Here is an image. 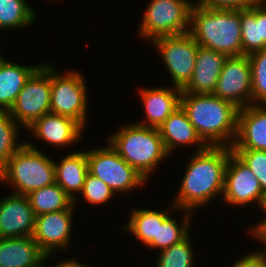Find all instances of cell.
Returning <instances> with one entry per match:
<instances>
[{"instance_id": "cell-22", "label": "cell", "mask_w": 266, "mask_h": 267, "mask_svg": "<svg viewBox=\"0 0 266 267\" xmlns=\"http://www.w3.org/2000/svg\"><path fill=\"white\" fill-rule=\"evenodd\" d=\"M242 55L266 49V4L259 3L240 10Z\"/></svg>"}, {"instance_id": "cell-10", "label": "cell", "mask_w": 266, "mask_h": 267, "mask_svg": "<svg viewBox=\"0 0 266 267\" xmlns=\"http://www.w3.org/2000/svg\"><path fill=\"white\" fill-rule=\"evenodd\" d=\"M153 47L160 52L174 87L183 89L191 80L199 45L188 32L154 39Z\"/></svg>"}, {"instance_id": "cell-20", "label": "cell", "mask_w": 266, "mask_h": 267, "mask_svg": "<svg viewBox=\"0 0 266 267\" xmlns=\"http://www.w3.org/2000/svg\"><path fill=\"white\" fill-rule=\"evenodd\" d=\"M166 151L171 154L177 146L198 145L196 151L204 150L207 145L198 136L186 112L180 106L158 128Z\"/></svg>"}, {"instance_id": "cell-5", "label": "cell", "mask_w": 266, "mask_h": 267, "mask_svg": "<svg viewBox=\"0 0 266 267\" xmlns=\"http://www.w3.org/2000/svg\"><path fill=\"white\" fill-rule=\"evenodd\" d=\"M54 161L34 144L26 142L0 170L1 182L12 185L13 193L30 192L56 183Z\"/></svg>"}, {"instance_id": "cell-37", "label": "cell", "mask_w": 266, "mask_h": 267, "mask_svg": "<svg viewBox=\"0 0 266 267\" xmlns=\"http://www.w3.org/2000/svg\"><path fill=\"white\" fill-rule=\"evenodd\" d=\"M266 246V236L260 241Z\"/></svg>"}, {"instance_id": "cell-2", "label": "cell", "mask_w": 266, "mask_h": 267, "mask_svg": "<svg viewBox=\"0 0 266 267\" xmlns=\"http://www.w3.org/2000/svg\"><path fill=\"white\" fill-rule=\"evenodd\" d=\"M180 106L207 146L232 147L238 108L213 94L181 93Z\"/></svg>"}, {"instance_id": "cell-4", "label": "cell", "mask_w": 266, "mask_h": 267, "mask_svg": "<svg viewBox=\"0 0 266 267\" xmlns=\"http://www.w3.org/2000/svg\"><path fill=\"white\" fill-rule=\"evenodd\" d=\"M109 136L110 145L146 181L169 156L157 128L129 123Z\"/></svg>"}, {"instance_id": "cell-19", "label": "cell", "mask_w": 266, "mask_h": 267, "mask_svg": "<svg viewBox=\"0 0 266 267\" xmlns=\"http://www.w3.org/2000/svg\"><path fill=\"white\" fill-rule=\"evenodd\" d=\"M45 257L33 236L0 238V267H43Z\"/></svg>"}, {"instance_id": "cell-12", "label": "cell", "mask_w": 266, "mask_h": 267, "mask_svg": "<svg viewBox=\"0 0 266 267\" xmlns=\"http://www.w3.org/2000/svg\"><path fill=\"white\" fill-rule=\"evenodd\" d=\"M265 196L258 178L232 151L225 168L223 200L230 206H246L256 202L260 207Z\"/></svg>"}, {"instance_id": "cell-27", "label": "cell", "mask_w": 266, "mask_h": 267, "mask_svg": "<svg viewBox=\"0 0 266 267\" xmlns=\"http://www.w3.org/2000/svg\"><path fill=\"white\" fill-rule=\"evenodd\" d=\"M184 219L182 224L178 225L177 220L169 215L163 222H158L157 239H153L148 248H160L163 250L184 240L191 232H189L192 211L184 210Z\"/></svg>"}, {"instance_id": "cell-34", "label": "cell", "mask_w": 266, "mask_h": 267, "mask_svg": "<svg viewBox=\"0 0 266 267\" xmlns=\"http://www.w3.org/2000/svg\"><path fill=\"white\" fill-rule=\"evenodd\" d=\"M231 267H266V251H253L242 256Z\"/></svg>"}, {"instance_id": "cell-31", "label": "cell", "mask_w": 266, "mask_h": 267, "mask_svg": "<svg viewBox=\"0 0 266 267\" xmlns=\"http://www.w3.org/2000/svg\"><path fill=\"white\" fill-rule=\"evenodd\" d=\"M80 193L85 201L95 206L108 203L115 195L114 191L105 182L90 173L87 174Z\"/></svg>"}, {"instance_id": "cell-28", "label": "cell", "mask_w": 266, "mask_h": 267, "mask_svg": "<svg viewBox=\"0 0 266 267\" xmlns=\"http://www.w3.org/2000/svg\"><path fill=\"white\" fill-rule=\"evenodd\" d=\"M19 124L8 111H0V170L25 143L17 144Z\"/></svg>"}, {"instance_id": "cell-33", "label": "cell", "mask_w": 266, "mask_h": 267, "mask_svg": "<svg viewBox=\"0 0 266 267\" xmlns=\"http://www.w3.org/2000/svg\"><path fill=\"white\" fill-rule=\"evenodd\" d=\"M261 0H195L193 4L204 8L241 10L247 9Z\"/></svg>"}, {"instance_id": "cell-17", "label": "cell", "mask_w": 266, "mask_h": 267, "mask_svg": "<svg viewBox=\"0 0 266 267\" xmlns=\"http://www.w3.org/2000/svg\"><path fill=\"white\" fill-rule=\"evenodd\" d=\"M182 89L178 87L142 88L140 97L143 102L146 121L136 124L159 128V126L180 107Z\"/></svg>"}, {"instance_id": "cell-24", "label": "cell", "mask_w": 266, "mask_h": 267, "mask_svg": "<svg viewBox=\"0 0 266 267\" xmlns=\"http://www.w3.org/2000/svg\"><path fill=\"white\" fill-rule=\"evenodd\" d=\"M169 210L137 209L133 208L130 212L128 223L123 227L135 235L140 242L148 245L153 239H157L158 222H163L169 215L168 211L177 208L172 204ZM166 211V212H165Z\"/></svg>"}, {"instance_id": "cell-25", "label": "cell", "mask_w": 266, "mask_h": 267, "mask_svg": "<svg viewBox=\"0 0 266 267\" xmlns=\"http://www.w3.org/2000/svg\"><path fill=\"white\" fill-rule=\"evenodd\" d=\"M26 196L36 216L67 210L73 205V200L57 183L34 190Z\"/></svg>"}, {"instance_id": "cell-9", "label": "cell", "mask_w": 266, "mask_h": 267, "mask_svg": "<svg viewBox=\"0 0 266 267\" xmlns=\"http://www.w3.org/2000/svg\"><path fill=\"white\" fill-rule=\"evenodd\" d=\"M51 64H44L30 77L9 114L25 129L37 119L51 112Z\"/></svg>"}, {"instance_id": "cell-36", "label": "cell", "mask_w": 266, "mask_h": 267, "mask_svg": "<svg viewBox=\"0 0 266 267\" xmlns=\"http://www.w3.org/2000/svg\"><path fill=\"white\" fill-rule=\"evenodd\" d=\"M49 257H51V255H46L45 257V260H44V263H43V267H46L44 264L45 262H47V260H49ZM81 262L76 259H66V260H63V261H59L57 264H55L53 267H90L86 264H80ZM49 267V266H47Z\"/></svg>"}, {"instance_id": "cell-35", "label": "cell", "mask_w": 266, "mask_h": 267, "mask_svg": "<svg viewBox=\"0 0 266 267\" xmlns=\"http://www.w3.org/2000/svg\"><path fill=\"white\" fill-rule=\"evenodd\" d=\"M260 209H262V212L264 211L266 214V194L262 200V203L260 205ZM264 220H261L259 223H257L258 225H254L251 229H250V234L251 236L253 235L254 238L258 239V240H262L265 236H266V217H263Z\"/></svg>"}, {"instance_id": "cell-8", "label": "cell", "mask_w": 266, "mask_h": 267, "mask_svg": "<svg viewBox=\"0 0 266 267\" xmlns=\"http://www.w3.org/2000/svg\"><path fill=\"white\" fill-rule=\"evenodd\" d=\"M84 78L73 70L62 75L51 65V112L69 117L85 128L88 90Z\"/></svg>"}, {"instance_id": "cell-14", "label": "cell", "mask_w": 266, "mask_h": 267, "mask_svg": "<svg viewBox=\"0 0 266 267\" xmlns=\"http://www.w3.org/2000/svg\"><path fill=\"white\" fill-rule=\"evenodd\" d=\"M36 214L25 195H8L0 199V238L33 236Z\"/></svg>"}, {"instance_id": "cell-23", "label": "cell", "mask_w": 266, "mask_h": 267, "mask_svg": "<svg viewBox=\"0 0 266 267\" xmlns=\"http://www.w3.org/2000/svg\"><path fill=\"white\" fill-rule=\"evenodd\" d=\"M54 166L56 183L77 205L78 196L75 194H80L89 173L86 150L73 152L62 158L60 163L54 160Z\"/></svg>"}, {"instance_id": "cell-18", "label": "cell", "mask_w": 266, "mask_h": 267, "mask_svg": "<svg viewBox=\"0 0 266 267\" xmlns=\"http://www.w3.org/2000/svg\"><path fill=\"white\" fill-rule=\"evenodd\" d=\"M227 56L199 46L193 75L182 93L213 94Z\"/></svg>"}, {"instance_id": "cell-16", "label": "cell", "mask_w": 266, "mask_h": 267, "mask_svg": "<svg viewBox=\"0 0 266 267\" xmlns=\"http://www.w3.org/2000/svg\"><path fill=\"white\" fill-rule=\"evenodd\" d=\"M26 130L41 141L56 147L71 145L82 137L83 127L75 120L55 113H47Z\"/></svg>"}, {"instance_id": "cell-21", "label": "cell", "mask_w": 266, "mask_h": 267, "mask_svg": "<svg viewBox=\"0 0 266 267\" xmlns=\"http://www.w3.org/2000/svg\"><path fill=\"white\" fill-rule=\"evenodd\" d=\"M43 64L25 66L0 57V111H8L30 77Z\"/></svg>"}, {"instance_id": "cell-1", "label": "cell", "mask_w": 266, "mask_h": 267, "mask_svg": "<svg viewBox=\"0 0 266 267\" xmlns=\"http://www.w3.org/2000/svg\"><path fill=\"white\" fill-rule=\"evenodd\" d=\"M233 150L226 146H207L190 158L178 195L172 201L178 210H195L223 196L225 168ZM221 193V194H220Z\"/></svg>"}, {"instance_id": "cell-13", "label": "cell", "mask_w": 266, "mask_h": 267, "mask_svg": "<svg viewBox=\"0 0 266 267\" xmlns=\"http://www.w3.org/2000/svg\"><path fill=\"white\" fill-rule=\"evenodd\" d=\"M74 206L67 210L41 214L36 217L34 241L46 255L69 248ZM54 252V253H53Z\"/></svg>"}, {"instance_id": "cell-26", "label": "cell", "mask_w": 266, "mask_h": 267, "mask_svg": "<svg viewBox=\"0 0 266 267\" xmlns=\"http://www.w3.org/2000/svg\"><path fill=\"white\" fill-rule=\"evenodd\" d=\"M35 17V11L26 0H0V30L33 25Z\"/></svg>"}, {"instance_id": "cell-11", "label": "cell", "mask_w": 266, "mask_h": 267, "mask_svg": "<svg viewBox=\"0 0 266 267\" xmlns=\"http://www.w3.org/2000/svg\"><path fill=\"white\" fill-rule=\"evenodd\" d=\"M213 95L238 109L252 105L251 67L247 55L226 58Z\"/></svg>"}, {"instance_id": "cell-7", "label": "cell", "mask_w": 266, "mask_h": 267, "mask_svg": "<svg viewBox=\"0 0 266 267\" xmlns=\"http://www.w3.org/2000/svg\"><path fill=\"white\" fill-rule=\"evenodd\" d=\"M89 173L105 182L113 191L126 193L145 185L146 180L110 145L86 150Z\"/></svg>"}, {"instance_id": "cell-15", "label": "cell", "mask_w": 266, "mask_h": 267, "mask_svg": "<svg viewBox=\"0 0 266 267\" xmlns=\"http://www.w3.org/2000/svg\"><path fill=\"white\" fill-rule=\"evenodd\" d=\"M231 149L266 151V105L252 104L238 110L237 133Z\"/></svg>"}, {"instance_id": "cell-30", "label": "cell", "mask_w": 266, "mask_h": 267, "mask_svg": "<svg viewBox=\"0 0 266 267\" xmlns=\"http://www.w3.org/2000/svg\"><path fill=\"white\" fill-rule=\"evenodd\" d=\"M251 67L252 104L266 105V49L248 55Z\"/></svg>"}, {"instance_id": "cell-32", "label": "cell", "mask_w": 266, "mask_h": 267, "mask_svg": "<svg viewBox=\"0 0 266 267\" xmlns=\"http://www.w3.org/2000/svg\"><path fill=\"white\" fill-rule=\"evenodd\" d=\"M233 152L249 167L258 178L263 192L266 194V151L233 150Z\"/></svg>"}, {"instance_id": "cell-3", "label": "cell", "mask_w": 266, "mask_h": 267, "mask_svg": "<svg viewBox=\"0 0 266 267\" xmlns=\"http://www.w3.org/2000/svg\"><path fill=\"white\" fill-rule=\"evenodd\" d=\"M189 33L201 47L227 57L242 55L240 10L204 8L193 4Z\"/></svg>"}, {"instance_id": "cell-29", "label": "cell", "mask_w": 266, "mask_h": 267, "mask_svg": "<svg viewBox=\"0 0 266 267\" xmlns=\"http://www.w3.org/2000/svg\"><path fill=\"white\" fill-rule=\"evenodd\" d=\"M188 235L181 242L159 251L156 267H193L194 253Z\"/></svg>"}, {"instance_id": "cell-6", "label": "cell", "mask_w": 266, "mask_h": 267, "mask_svg": "<svg viewBox=\"0 0 266 267\" xmlns=\"http://www.w3.org/2000/svg\"><path fill=\"white\" fill-rule=\"evenodd\" d=\"M190 0H151L139 24V35L154 39L188 33L190 30Z\"/></svg>"}]
</instances>
